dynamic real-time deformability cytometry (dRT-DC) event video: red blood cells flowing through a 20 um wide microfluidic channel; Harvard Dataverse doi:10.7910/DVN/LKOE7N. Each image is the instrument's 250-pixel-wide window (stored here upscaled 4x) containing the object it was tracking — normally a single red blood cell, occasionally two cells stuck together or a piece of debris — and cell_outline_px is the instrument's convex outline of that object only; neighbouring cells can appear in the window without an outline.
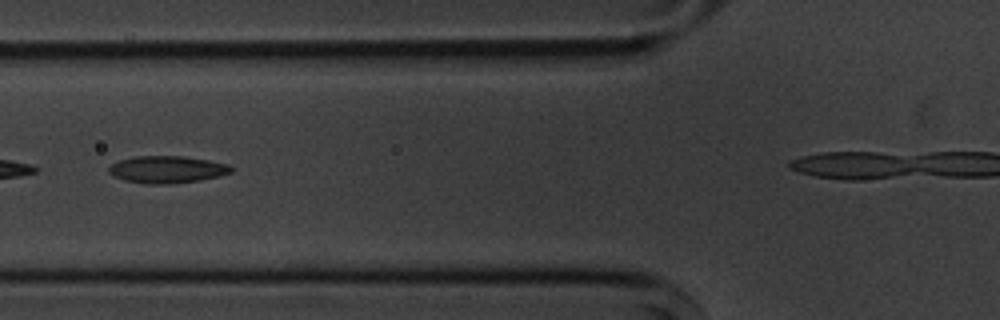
{"species": "common noctule bat (a hibernating species)", "species_latin": "Nyctalus noctula", "temperature_condition": "cold", "stored_images_in_passage": 8, "camera_frame_rate_fps": 3000, "um_per_image_px": 0.085, "animal": {"sex": "male", "body_mass_g": 20.1, "forearm_length_mm": 53.5}, "frame": {"image": 1, "passage_image": 5, "time_ms": 5.333, "image_size_px": [1000, 320], "cell_outline_px": [[232, 172], [200, 180], [168, 184], [144, 184], [124, 180], [112, 176], [108, 172], [108, 168], [112, 164], [120, 160], [136, 156], [184, 156], [208, 160], [228, 164], [232, 168]], "centroid_in_image_um": [14.16, 14.41], "position_along_channel_um": 111.6, "area_um2": 19.31}}
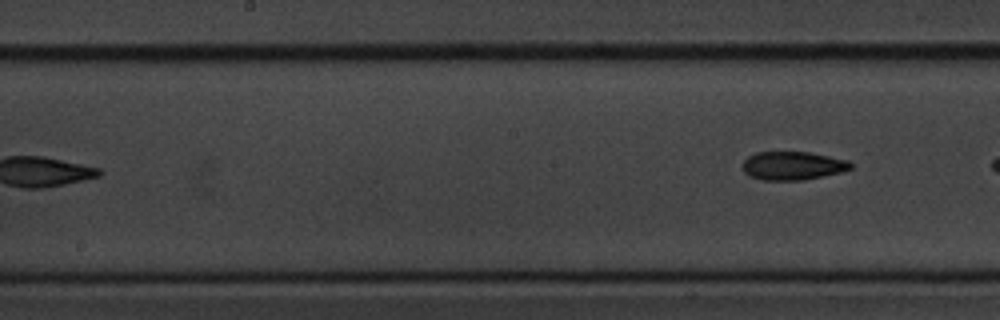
{"frame": {"image": 2, "passage_image": 8, "time_ms": 9.0, "image_size_px": [1000, 320], "cell_outline_px": [[852, 168], [840, 172], [804, 180], [764, 180], [748, 176], [744, 172], [740, 164], [748, 156], [756, 152], [808, 152], [848, 160], [852, 164]], "centroid_in_image_um": [67.33, 14.08], "position_along_channel_um": 180.9, "area_um2": 17.98}}